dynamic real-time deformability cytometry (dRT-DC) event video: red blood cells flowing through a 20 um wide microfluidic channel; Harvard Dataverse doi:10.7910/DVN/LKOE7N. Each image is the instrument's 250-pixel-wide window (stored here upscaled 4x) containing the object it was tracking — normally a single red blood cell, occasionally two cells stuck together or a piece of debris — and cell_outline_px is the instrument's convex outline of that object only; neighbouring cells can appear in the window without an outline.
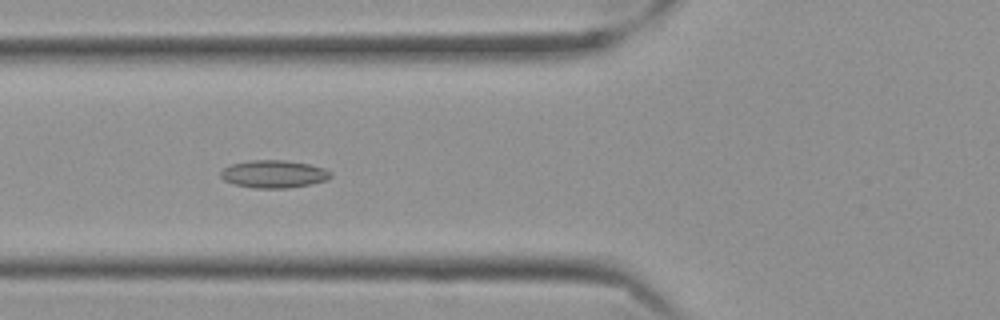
{"species": "Egyptian fruit bat (a non-hibernating species)", "species_latin": "Rousettus aegyptiacus", "temperature_condition": "cold", "stored_images_in_passage": 36, "camera_frame_rate_fps": 3000, "um_per_image_px": 0.085, "frame": {"image": 1, "passage_image": 8, "time_ms": 2.333, "image_size_px": [1000, 320], "cell_outline_px": [[332, 176], [328, 180], [312, 184], [288, 188], [256, 188], [236, 184], [224, 180], [220, 176], [220, 172], [224, 168], [232, 164], [252, 160], [284, 160], [308, 164], [324, 168], [332, 172]], "centroid_in_image_um": [23.31, 14.79], "position_along_channel_um": 102.5, "area_um2": 17.69}}
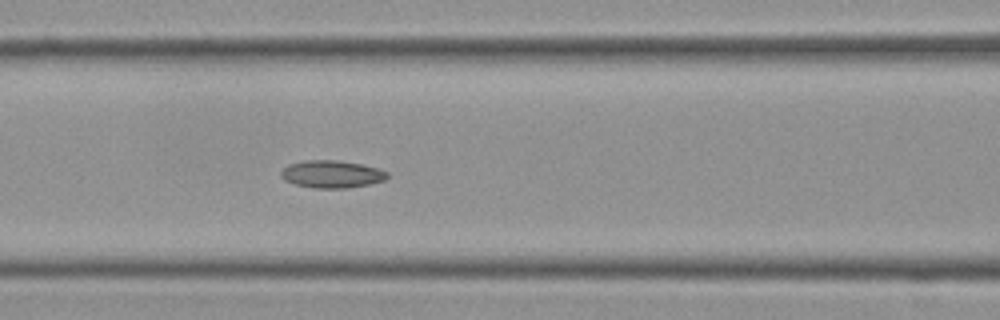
{"frame": {"image": 2, "passage_image": 11, "time_ms": 3.333, "image_size_px": [1000, 320], "cell_outline_px": [[388, 176], [384, 180], [368, 184], [348, 188], [312, 188], [296, 184], [284, 180], [280, 176], [280, 172], [288, 164], [304, 160], [336, 160], [360, 164], [376, 168], [388, 172]], "centroid_in_image_um": [28.16, 14.8], "position_along_channel_um": 138.4, "area_um2": 16.94}}